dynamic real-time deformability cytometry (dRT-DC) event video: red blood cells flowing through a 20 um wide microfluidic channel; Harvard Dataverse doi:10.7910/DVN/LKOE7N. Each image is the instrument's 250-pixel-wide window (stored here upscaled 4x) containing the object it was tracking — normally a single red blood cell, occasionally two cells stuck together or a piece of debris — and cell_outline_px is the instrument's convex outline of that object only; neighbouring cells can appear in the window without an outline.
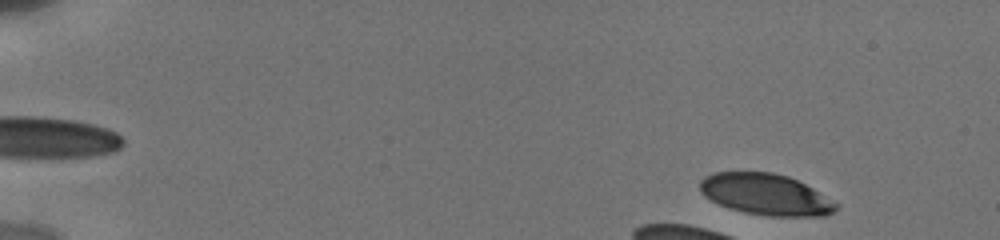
{"species": "human", "species_latin": "Homo sapiens", "temperature_condition": "cold", "stored_images_in_passage": 9, "camera_frame_rate_fps": 3000, "um_per_image_px": 0.085, "donor": {"sex": "male"}, "frame": {"image": 1, "passage_image": 3, "time_ms": 0.667, "image_size_px": [1000, 240], "cell_outline_px": [[840, 204], [832, 212], [824, 216], [772, 216], [744, 212], [728, 208], [704, 196], [700, 192], [700, 180], [704, 176], [712, 172], [772, 172], [788, 176], [812, 188]], "centroid_in_image_um": [65.07, 16.52], "position_along_channel_um": 19.9, "area_um2": 32.66}}